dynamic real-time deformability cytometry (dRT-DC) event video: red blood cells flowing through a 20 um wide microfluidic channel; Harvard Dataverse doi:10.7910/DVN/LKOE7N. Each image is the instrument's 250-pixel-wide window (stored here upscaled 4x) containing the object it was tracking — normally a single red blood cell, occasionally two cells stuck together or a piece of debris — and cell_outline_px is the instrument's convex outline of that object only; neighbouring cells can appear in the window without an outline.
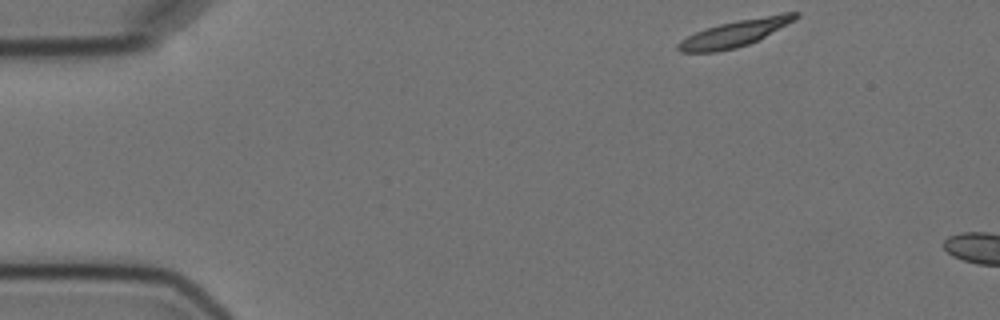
{"species": "Egyptian fruit bat (a non-hibernating species)", "species_latin": "Rousettus aegyptiacus", "temperature_condition": "cold", "stored_images_in_passage": 2, "camera_frame_rate_fps": 3000, "um_per_image_px": 0.085, "animal": {"sex": "female"}, "frame": {"image": 1, "passage_image": 1, "time_ms": 0.0, "image_size_px": [1000, 320], "cell_outline_px": [[800, 16], [796, 20], [748, 44], [736, 48], [716, 52], [680, 52], [676, 48], [676, 44], [680, 40], [696, 32], [720, 24], [780, 12], [800, 12]], "centroid_in_image_um": [62.49, 2.82], "position_along_channel_um": 22.5, "area_um2": 18.03}}